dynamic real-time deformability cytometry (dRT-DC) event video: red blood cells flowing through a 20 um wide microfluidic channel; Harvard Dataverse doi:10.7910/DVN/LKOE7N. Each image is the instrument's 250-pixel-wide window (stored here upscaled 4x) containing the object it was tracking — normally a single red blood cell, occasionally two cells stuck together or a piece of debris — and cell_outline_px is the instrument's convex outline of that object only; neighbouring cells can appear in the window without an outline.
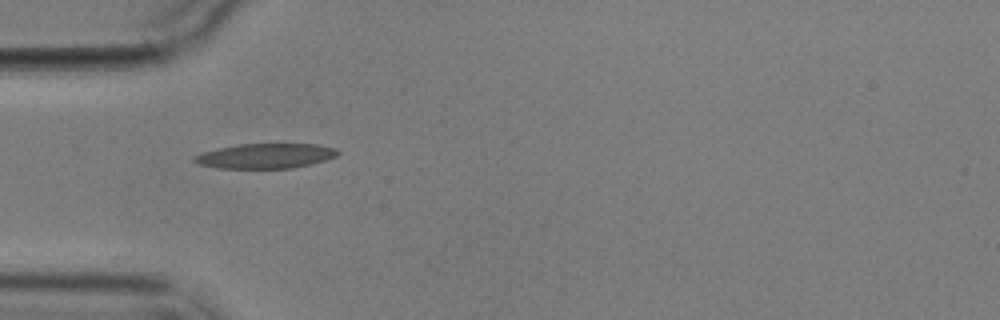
{"species": "common noctule bat (a hibernating species)", "species_latin": "Nyctalus noctula", "temperature_condition": "cold", "stored_images_in_passage": 2, "camera_frame_rate_fps": 3000, "um_per_image_px": 0.085, "animal": {"sex": "male", "body_mass_g": 17.9}, "frame": {"image": 1, "passage_image": 1, "time_ms": 0.0, "image_size_px": [1000, 320], "cell_outline_px": [[340, 152], [336, 156], [324, 160], [292, 168], [216, 168], [200, 164], [192, 160], [192, 156], [204, 152], [236, 144], [316, 144], [336, 148]], "centroid_in_image_um": [22.55, 13.25], "position_along_channel_um": 62.4, "area_um2": 20.63}}
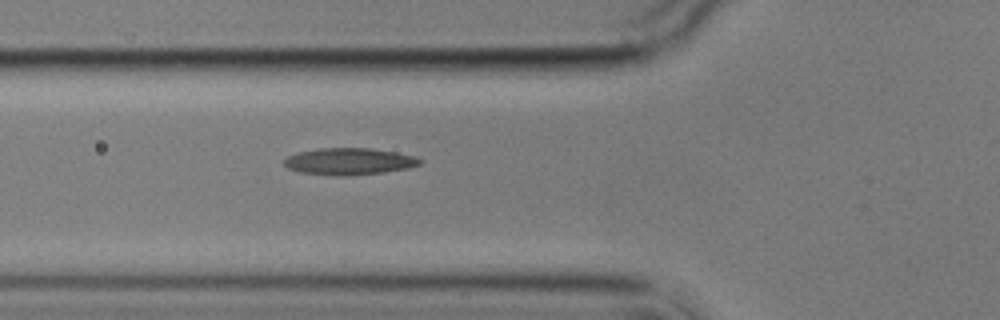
{"frame": {"image": 2, "passage_image": 2, "time_ms": 1.0, "image_size_px": [1000, 320], "cell_outline_px": [[424, 160], [420, 164], [408, 168], [384, 172], [300, 172], [288, 168], [284, 164], [284, 160], [288, 156], [300, 152], [320, 148], [372, 148], [396, 152], [416, 156]], "centroid_in_image_um": [29.77, 13.65], "position_along_channel_um": 96.0, "area_um2": 19.88}}